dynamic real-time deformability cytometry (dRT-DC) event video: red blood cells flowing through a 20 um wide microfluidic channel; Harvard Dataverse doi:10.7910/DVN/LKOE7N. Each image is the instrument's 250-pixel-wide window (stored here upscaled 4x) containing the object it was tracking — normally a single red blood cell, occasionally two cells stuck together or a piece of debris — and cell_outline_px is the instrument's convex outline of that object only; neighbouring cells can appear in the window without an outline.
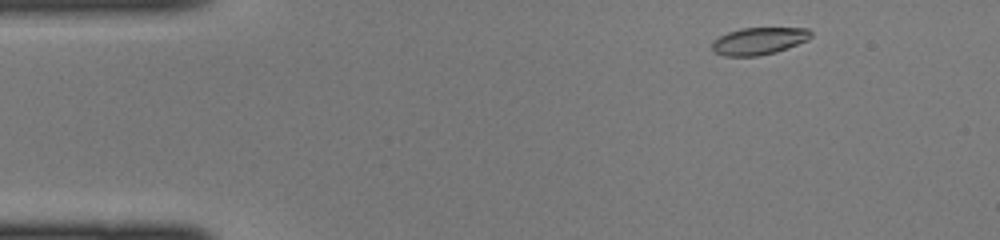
{"species": "common noctule bat (a hibernating species)", "species_latin": "Nyctalus noctula", "temperature_condition": "cold", "stored_images_in_passage": 41, "camera_frame_rate_fps": 3000, "um_per_image_px": 0.085, "animal": {"sex": "female", "body_mass_g": 22.0, "forearm_length_mm": 56.7}, "frame": {"image": 1, "passage_image": 2, "time_ms": 0.333, "image_size_px": [1000, 240], "cell_outline_px": [[812, 36], [808, 40], [788, 48], [776, 52], [756, 56], [724, 56], [716, 52], [712, 48], [712, 40], [728, 32], [740, 28], [808, 28], [812, 32]], "centroid_in_image_um": [64.52, 3.48], "position_along_channel_um": 20.5, "area_um2": 15.72}}
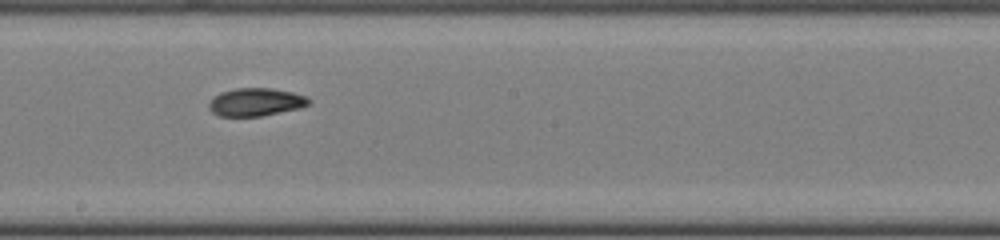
{"frame": {"image": 2, "passage_image": 21, "time_ms": 6.667, "image_size_px": [1000, 240], "cell_outline_px": [[312, 100], [308, 104], [300, 108], [260, 116], [216, 116], [208, 108], [208, 100], [220, 92], [236, 88], [272, 88], [292, 92], [308, 96]], "centroid_in_image_um": [21.71, 8.67], "position_along_channel_um": 226.5, "area_um2": 16.47}}
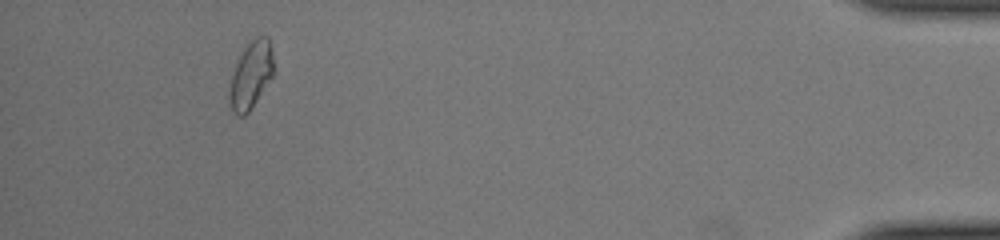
{"frame": {"image": 3, "passage_image": 38, "time_ms": 12.333, "image_size_px": [1000, 240], "cell_outline_px": [[272, 76], [248, 112], [244, 116], [240, 116], [232, 112], [228, 104], [228, 88], [232, 72], [244, 48], [256, 36], [268, 36], [272, 48]], "centroid_in_image_um": [21.28, 6.4], "position_along_channel_um": 413.9, "area_um2": 17.17}}